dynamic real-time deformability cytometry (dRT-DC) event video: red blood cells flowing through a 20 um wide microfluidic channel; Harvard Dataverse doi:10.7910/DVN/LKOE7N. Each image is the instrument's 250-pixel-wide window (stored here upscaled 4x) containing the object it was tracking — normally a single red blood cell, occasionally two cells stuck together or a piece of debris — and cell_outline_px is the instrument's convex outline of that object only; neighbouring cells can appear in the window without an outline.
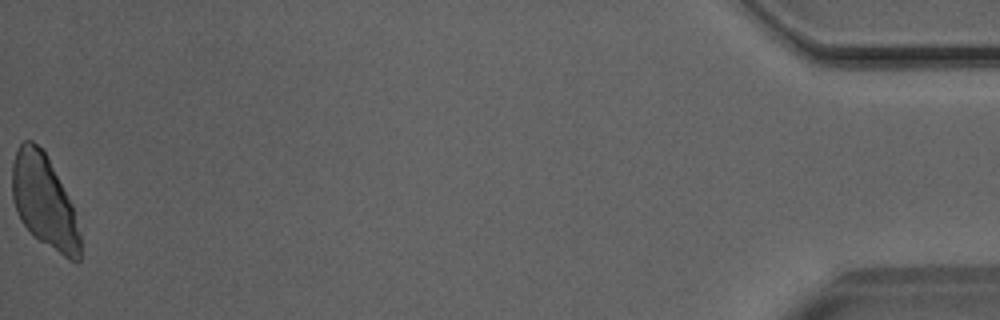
{"species": "Egyptian fruit bat (a non-hibernating species)", "species_latin": "Rousettus aegyptiacus", "temperature_condition": "room temperature", "stored_images_in_passage": 47, "camera_frame_rate_fps": 3000, "um_per_image_px": 0.085, "animal": {"sex": "male"}, "frame": {"image": 1, "passage_image": 47, "time_ms": 15.333, "image_size_px": [1000, 320], "cell_outline_px": [[80, 260], [76, 264], [68, 260], [40, 240], [20, 220], [16, 212], [12, 200], [12, 164], [16, 152], [20, 144], [24, 140], [32, 140], [44, 152], [72, 204], [80, 232]], "centroid_in_image_um": [3.75, 17.16], "position_along_channel_um": 431.4, "area_um2": 36.41}}